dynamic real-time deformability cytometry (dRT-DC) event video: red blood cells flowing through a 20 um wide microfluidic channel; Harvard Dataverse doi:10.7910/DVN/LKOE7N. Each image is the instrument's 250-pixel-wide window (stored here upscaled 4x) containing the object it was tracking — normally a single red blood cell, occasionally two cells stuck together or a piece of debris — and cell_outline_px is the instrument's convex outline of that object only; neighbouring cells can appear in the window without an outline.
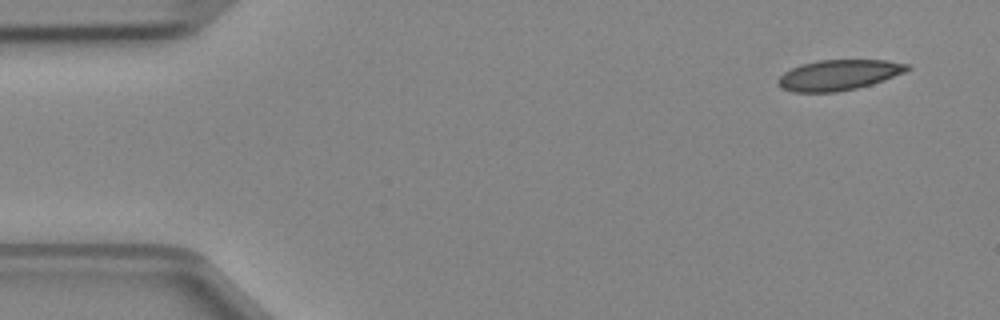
{"species": "Egyptian fruit bat (a non-hibernating species)", "species_latin": "Rousettus aegyptiacus", "temperature_condition": "cold", "stored_images_in_passage": 3, "camera_frame_rate_fps": 3000, "um_per_image_px": 0.085, "animal": {"sex": "female"}, "frame": {"image": 1, "passage_image": 1, "time_ms": 0.0, "image_size_px": [1000, 320], "cell_outline_px": [[912, 68], [904, 72], [884, 80], [872, 84], [856, 88], [836, 92], [792, 92], [780, 88], [776, 84], [776, 80], [784, 72], [800, 64], [816, 60], [888, 60], [908, 64]], "centroid_in_image_um": [71.25, 6.37], "position_along_channel_um": 13.8, "area_um2": 23.12}}
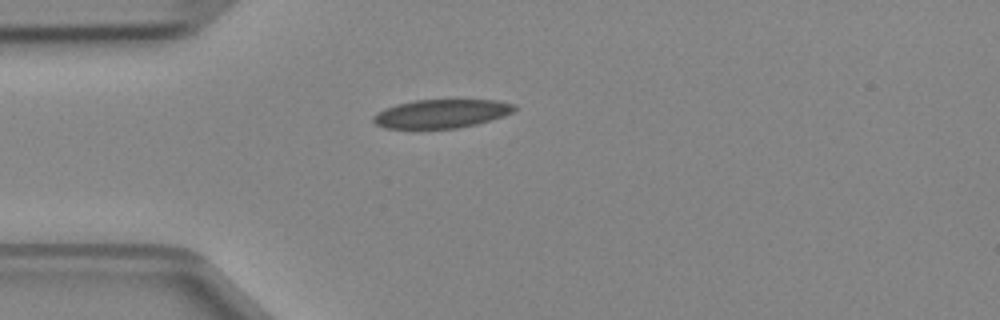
{"frame": {"image": 2, "passage_image": 3, "time_ms": 0.667, "image_size_px": [1000, 320], "cell_outline_px": [[516, 108], [512, 112], [504, 116], [476, 124], [456, 128], [384, 128], [376, 124], [372, 120], [372, 116], [376, 112], [384, 108], [396, 104], [416, 100], [496, 100], [516, 104]], "centroid_in_image_um": [37.5, 9.65], "position_along_channel_um": 47.5, "area_um2": 23.52}}